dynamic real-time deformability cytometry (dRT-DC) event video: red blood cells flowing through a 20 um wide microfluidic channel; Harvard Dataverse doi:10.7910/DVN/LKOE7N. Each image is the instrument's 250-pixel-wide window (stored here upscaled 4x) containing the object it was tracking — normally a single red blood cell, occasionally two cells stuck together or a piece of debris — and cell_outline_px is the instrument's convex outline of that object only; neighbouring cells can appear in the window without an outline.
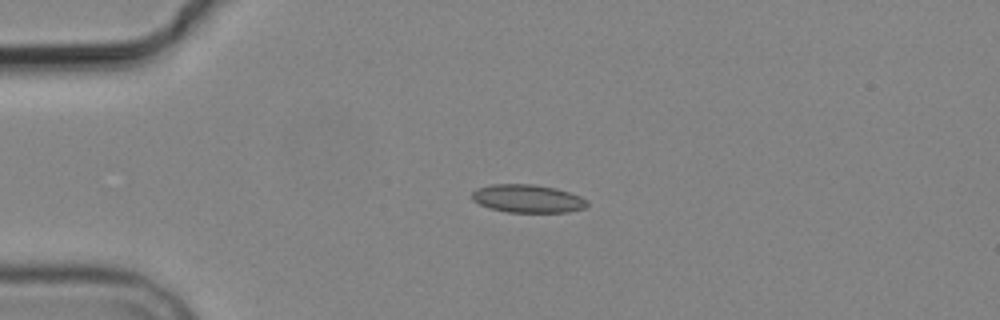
{"species": "common noctule bat (a hibernating species)", "species_latin": "Nyctalus noctula", "temperature_condition": "cold", "stored_images_in_passage": 3, "camera_frame_rate_fps": 3000, "um_per_image_px": 0.085, "animal": {"sex": "male", "body_mass_g": 19.2, "forearm_length_mm": 51.8}, "frame": {"image": 1, "passage_image": 1, "time_ms": 0.0, "image_size_px": [1000, 320], "cell_outline_px": [[588, 204], [584, 208], [568, 212], [508, 212], [488, 208], [472, 200], [472, 192], [476, 188], [492, 184], [536, 184], [556, 188], [580, 196], [588, 200]], "centroid_in_image_um": [44.84, 16.88], "position_along_channel_um": 40.2, "area_um2": 18.96}}
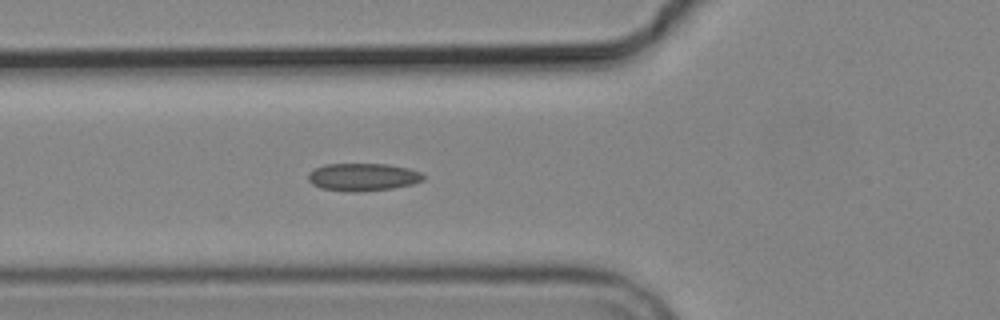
{"frame": {"image": 2, "passage_image": 3, "time_ms": 2.333, "image_size_px": [1000, 320], "cell_outline_px": [[424, 180], [412, 184], [392, 188], [356, 192], [348, 192], [320, 188], [312, 184], [308, 180], [308, 172], [324, 164], [388, 164], [408, 168], [420, 172], [424, 176]], "centroid_in_image_um": [30.82, 15.05], "position_along_channel_um": 95.0, "area_um2": 18.61}}